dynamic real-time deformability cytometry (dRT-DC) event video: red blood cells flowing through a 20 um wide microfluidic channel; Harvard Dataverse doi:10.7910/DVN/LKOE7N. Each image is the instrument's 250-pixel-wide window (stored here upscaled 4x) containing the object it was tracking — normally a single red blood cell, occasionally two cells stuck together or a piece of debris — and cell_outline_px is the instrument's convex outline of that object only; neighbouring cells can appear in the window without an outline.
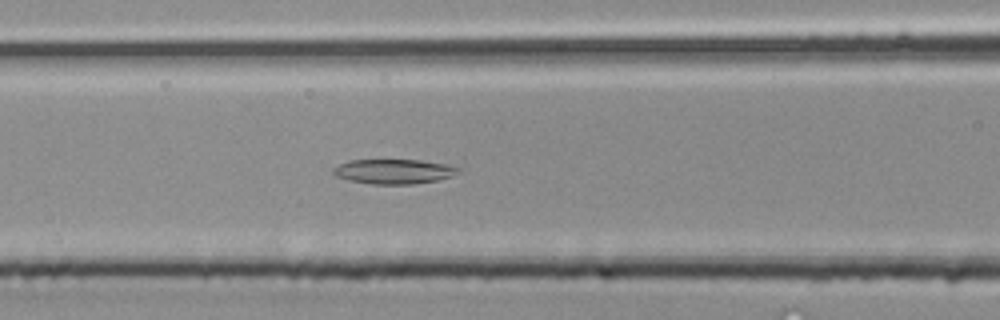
{"species": "common noctule bat (a hibernating species)", "species_latin": "Nyctalus noctula", "temperature_condition": "room temperature", "stored_images_in_passage": 39, "camera_frame_rate_fps": 3000, "um_per_image_px": 0.085, "animal": {"sex": "male", "body_mass_g": 20.4}, "frame": {"image": 1, "passage_image": 16, "time_ms": 5.0, "image_size_px": [1000, 320], "cell_outline_px": [[460, 172], [452, 176], [436, 180], [412, 184], [372, 184], [352, 180], [336, 176], [332, 172], [332, 168], [348, 160], [420, 160], [448, 164], [460, 168]], "centroid_in_image_um": [33.49, 14.56], "position_along_channel_um": 133.1, "area_um2": 17.92}}
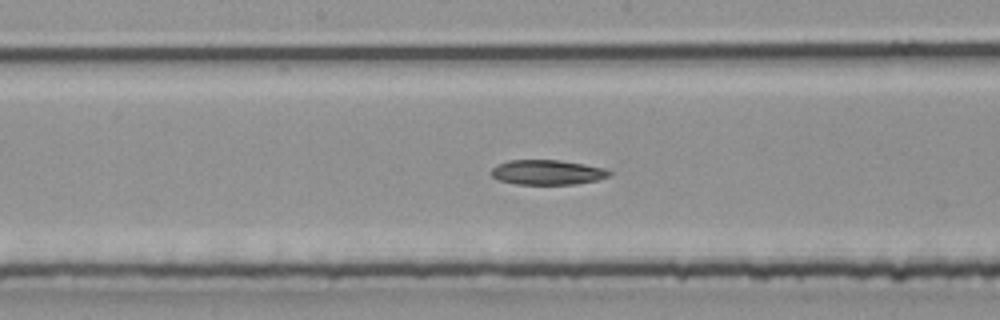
{"frame": {"image": 2, "passage_image": 20, "time_ms": 6.333, "image_size_px": [1000, 320], "cell_outline_px": [[612, 176], [600, 180], [576, 184], [516, 184], [500, 180], [492, 176], [492, 168], [508, 160], [556, 160], [584, 164], [604, 168], [612, 172]], "centroid_in_image_um": [46.59, 14.65], "position_along_channel_um": 201.6, "area_um2": 17.05}}
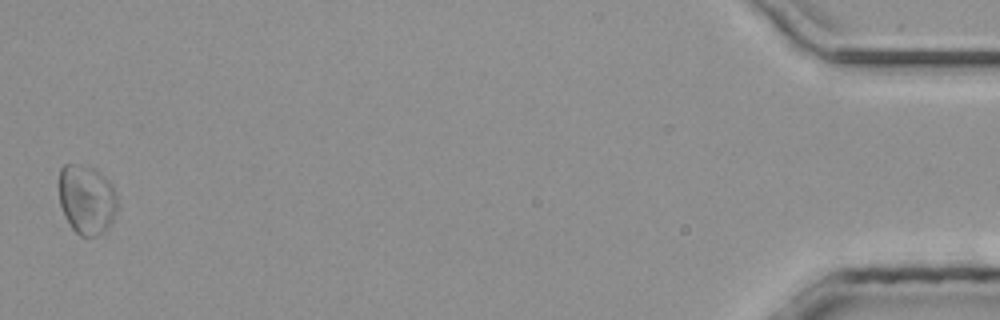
{"frame": {"image": 3, "passage_image": 39, "time_ms": 12.667, "image_size_px": [1000, 320], "cell_outline_px": [[116, 212], [108, 228], [104, 232], [96, 236], [80, 236], [72, 228], [64, 216], [60, 204], [60, 168], [64, 164], [80, 164], [92, 168], [100, 172], [104, 176], [112, 188], [116, 196]], "centroid_in_image_um": [7.35, 16.97], "position_along_channel_um": 427.9, "area_um2": 23.41}}